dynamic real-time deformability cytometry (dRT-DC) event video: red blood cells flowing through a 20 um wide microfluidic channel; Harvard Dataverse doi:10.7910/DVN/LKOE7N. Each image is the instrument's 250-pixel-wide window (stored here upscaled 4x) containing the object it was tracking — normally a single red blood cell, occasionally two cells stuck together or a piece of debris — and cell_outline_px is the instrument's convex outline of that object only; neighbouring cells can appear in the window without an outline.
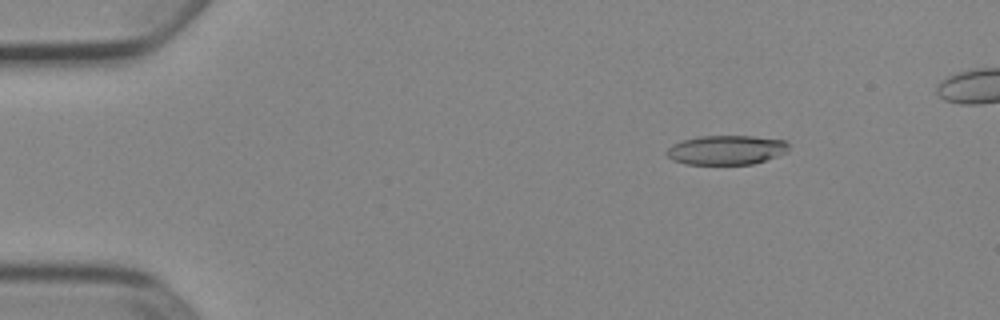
{"species": "Egyptian fruit bat (a non-hibernating species)", "species_latin": "Rousettus aegyptiacus", "temperature_condition": "cold", "stored_images_in_passage": 51, "camera_frame_rate_fps": 3000, "um_per_image_px": 0.085, "animal": {"sex": "female"}, "frame": {"image": 1, "passage_image": 8, "time_ms": 2.333, "image_size_px": [1000, 320], "cell_outline_px": [[788, 152], [752, 164], [684, 164], [672, 160], [664, 152], [672, 144], [684, 140], [700, 136], [752, 136], [784, 140], [788, 144]], "centroid_in_image_um": [61.71, 12.75], "position_along_channel_um": 23.3, "area_um2": 20.81}}
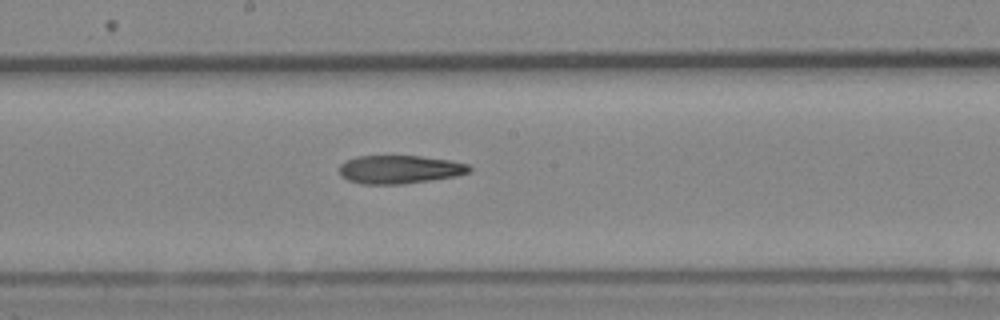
{"frame": {"image": 2, "passage_image": 29, "time_ms": 9.333, "image_size_px": [1000, 320], "cell_outline_px": [[472, 168], [468, 172], [456, 176], [404, 184], [360, 184], [348, 180], [340, 176], [340, 164], [344, 160], [356, 156], [420, 156], [448, 160], [468, 164]], "centroid_in_image_um": [33.92, 14.4], "position_along_channel_um": 214.3, "area_um2": 21.5}}
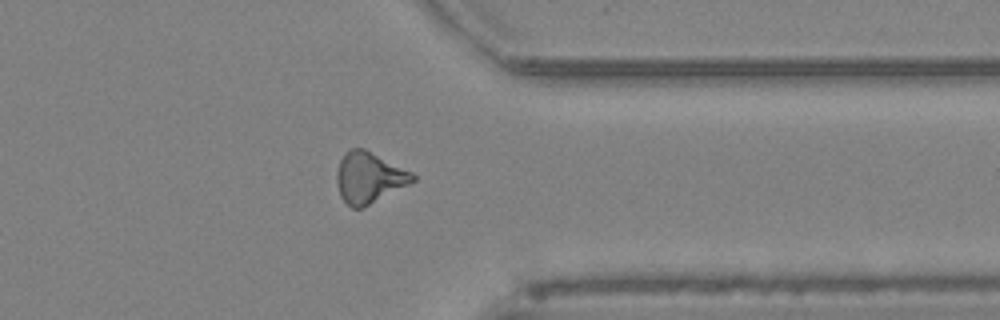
{"frame": {"image": 3, "passage_image": 42, "time_ms": 13.667, "image_size_px": [1000, 320], "cell_outline_px": [[416, 180], [364, 208], [352, 208], [340, 196], [336, 184], [336, 172], [340, 160], [344, 152], [352, 148], [364, 148], [412, 172], [416, 176]], "centroid_in_image_um": [31.35, 15.1], "position_along_channel_um": 380.1, "area_um2": 22.6}}